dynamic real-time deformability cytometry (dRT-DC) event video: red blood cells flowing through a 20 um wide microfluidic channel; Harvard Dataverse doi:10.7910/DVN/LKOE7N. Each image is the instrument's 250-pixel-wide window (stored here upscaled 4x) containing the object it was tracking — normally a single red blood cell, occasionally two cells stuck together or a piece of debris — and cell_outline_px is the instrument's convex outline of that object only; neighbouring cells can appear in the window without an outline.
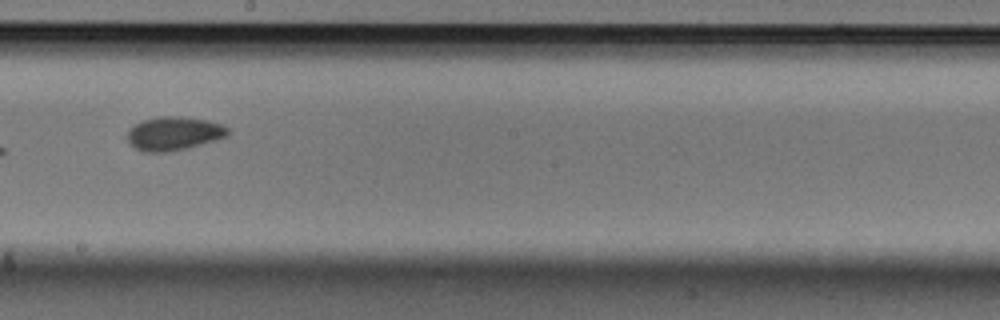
{"species": "Egyptian fruit bat (a non-hibernating species)", "species_latin": "Rousettus aegyptiacus", "temperature_condition": "cold", "stored_images_in_passage": 9, "camera_frame_rate_fps": 3000, "um_per_image_px": 0.085, "animal": {"sex": "male"}, "frame": {"image": 1, "passage_image": 9, "time_ms": 2.667, "image_size_px": [1000, 320], "cell_outline_px": [[228, 136], [216, 140], [188, 148], [168, 152], [144, 152], [136, 148], [128, 140], [128, 128], [144, 120], [160, 116], [180, 116], [208, 120], [220, 124], [228, 128]], "centroid_in_image_um": [14.79, 11.35], "position_along_channel_um": 233.4, "area_um2": 19.65}}